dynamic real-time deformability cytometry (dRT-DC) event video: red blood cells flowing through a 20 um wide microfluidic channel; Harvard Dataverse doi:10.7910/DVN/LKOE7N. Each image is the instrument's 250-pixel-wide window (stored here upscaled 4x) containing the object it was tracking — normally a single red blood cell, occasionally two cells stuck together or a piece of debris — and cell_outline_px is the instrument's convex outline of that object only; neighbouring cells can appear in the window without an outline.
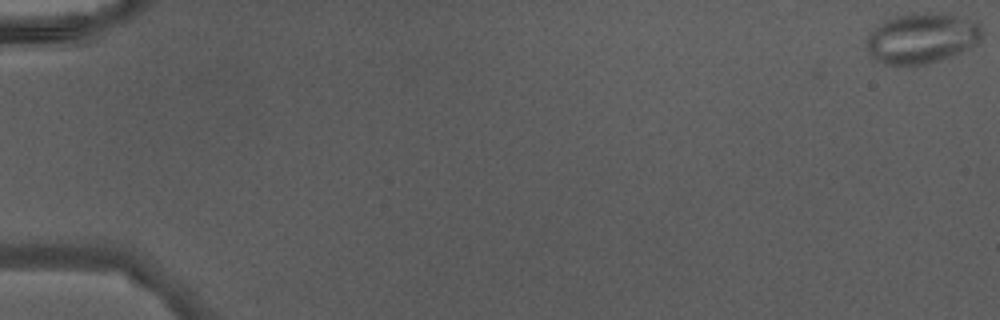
{"species": "Egyptian fruit bat (a non-hibernating species)", "species_latin": "Rousettus aegyptiacus", "temperature_condition": "warm", "stored_images_in_passage": 48, "segment_of_instrument_passage": [1, 2], "camera_frame_rate_fps": 3000, "um_per_image_px": 0.085, "animal": {"sex": "male"}, "frame": {"image": 1, "passage_image": 1, "time_ms": 0.0, "image_size_px": [1000, 320], "cell_outline_px": [[980, 40], [976, 44], [952, 56], [912, 68], [884, 64], [876, 60], [864, 48], [868, 36], [876, 24], [884, 20], [896, 16], [912, 12], [944, 12], [976, 20], [980, 24]], "centroid_in_image_um": [78.31, 3.25], "position_along_channel_um": 6.7, "area_um2": 34.91}}